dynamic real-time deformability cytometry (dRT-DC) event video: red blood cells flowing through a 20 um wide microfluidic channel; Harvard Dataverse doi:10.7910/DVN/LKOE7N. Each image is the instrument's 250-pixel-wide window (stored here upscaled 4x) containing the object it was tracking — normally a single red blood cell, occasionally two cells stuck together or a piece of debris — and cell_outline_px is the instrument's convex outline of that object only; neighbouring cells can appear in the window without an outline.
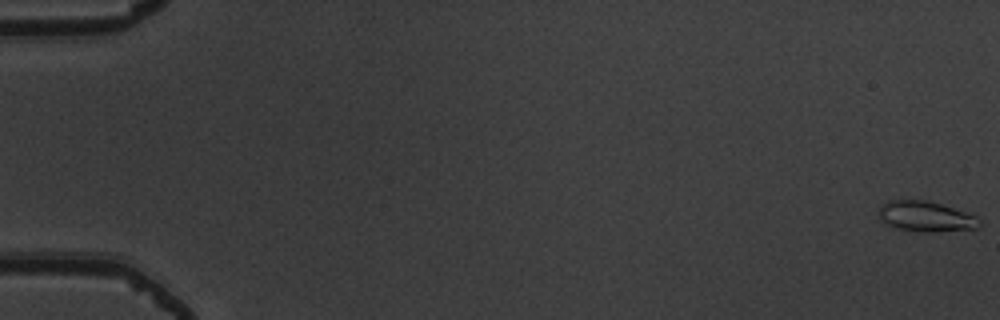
{"species": "common noctule bat (a hibernating species)", "species_latin": "Nyctalus noctula", "temperature_condition": "warm", "stored_images_in_passage": 54, "camera_frame_rate_fps": 3000, "um_per_image_px": 0.085, "animal": {"sex": "male", "body_mass_g": 19.5, "forearm_length_mm": 54.6}, "frame": {"image": 1, "passage_image": 1, "time_ms": 0.0, "image_size_px": [1000, 320], "cell_outline_px": [[984, 224], [976, 228], [936, 232], [920, 232], [896, 228], [884, 224], [880, 220], [880, 204], [888, 200], [928, 200], [976, 216]], "centroid_in_image_um": [78.67, 18.41], "position_along_channel_um": 6.3, "area_um2": 17.92}}
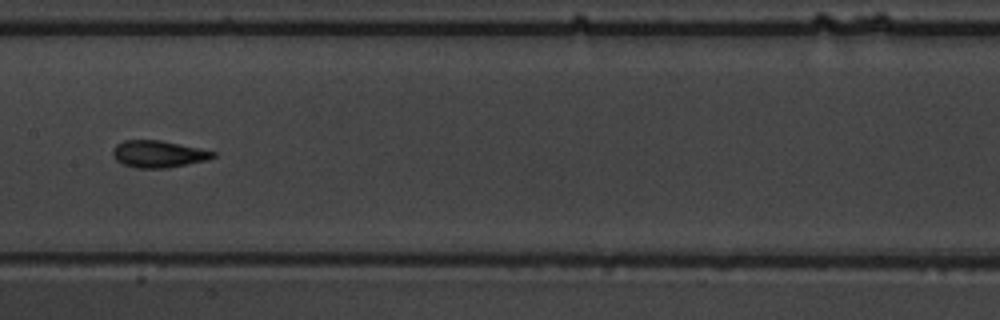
{"frame": {"image": 2, "passage_image": 29, "time_ms": 9.333, "image_size_px": [1000, 320], "cell_outline_px": [[216, 156], [208, 160], [168, 168], [136, 168], [124, 164], [116, 160], [112, 152], [112, 148], [116, 144], [124, 140], [160, 140], [200, 148], [216, 152]], "centroid_in_image_um": [13.47, 13.09], "position_along_channel_um": 193.9, "area_um2": 15.84}}
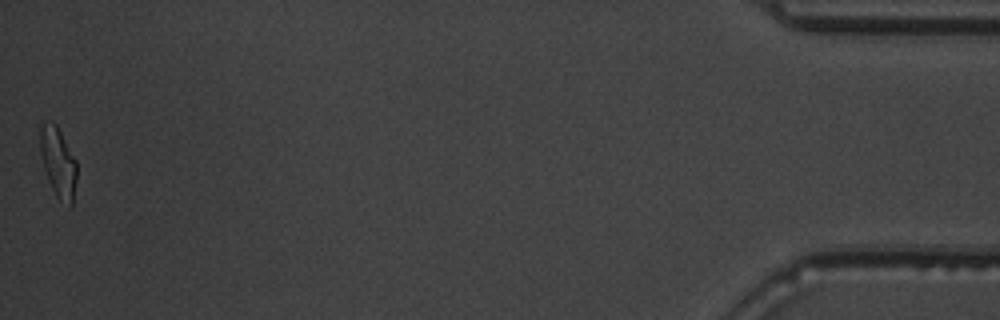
{"frame": {"image": 3, "passage_image": 54, "time_ms": 17.667, "image_size_px": [1000, 320], "cell_outline_px": [[76, 180], [72, 204], [68, 208], [56, 196], [48, 180], [44, 168], [40, 152], [40, 128], [44, 124], [56, 124], [76, 160]], "centroid_in_image_um": [4.95, 13.86], "position_along_channel_um": 430.2, "area_um2": 14.62}, "authors_computed_cell_mechanics": {"area_um2": 15.6638, "velocity_mm_per_s": 3.8931, "shape_relaxation_time_tau1_ms": 5.4324, "shape_relaxation_time_tau2_ms": 1.8341, "deformation_change_tau1": 0.1612, "deformation_change_tau2": 0.0936}}